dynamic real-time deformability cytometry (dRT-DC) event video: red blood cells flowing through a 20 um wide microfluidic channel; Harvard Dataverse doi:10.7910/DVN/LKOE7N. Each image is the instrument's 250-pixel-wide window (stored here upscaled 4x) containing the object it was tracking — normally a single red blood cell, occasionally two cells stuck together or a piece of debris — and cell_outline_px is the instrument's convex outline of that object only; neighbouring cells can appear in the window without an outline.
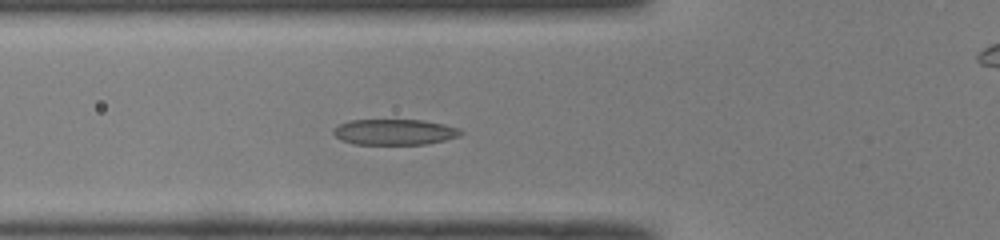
{"species": "common noctule bat (a hibernating species)", "species_latin": "Nyctalus noctula", "temperature_condition": "room temperature", "stored_images_in_passage": 47, "camera_frame_rate_fps": 3000, "um_per_image_px": 0.085, "animal": {"sex": "male", "body_mass_g": 19.0, "forearm_length_mm": 50.8}, "frame": {"image": 1, "passage_image": 14, "time_ms": 4.333, "image_size_px": [1000, 240], "cell_outline_px": [[464, 132], [460, 136], [428, 144], [352, 144], [340, 140], [332, 132], [340, 124], [348, 120], [424, 120], [444, 124], [460, 128]], "centroid_in_image_um": [33.56, 11.22], "position_along_channel_um": 92.2, "area_um2": 19.19}}
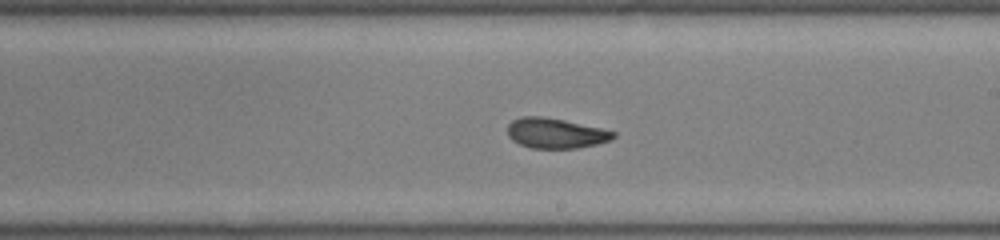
{"frame": {"image": 2, "passage_image": 25, "time_ms": 8.0, "image_size_px": [1000, 240], "cell_outline_px": [[616, 136], [608, 140], [596, 144], [576, 148], [532, 148], [520, 144], [512, 140], [508, 136], [508, 124], [512, 120], [520, 116], [540, 116], [564, 120], [600, 128], [616, 132]], "centroid_in_image_um": [47.19, 11.31], "position_along_channel_um": 241.8, "area_um2": 18.44}}
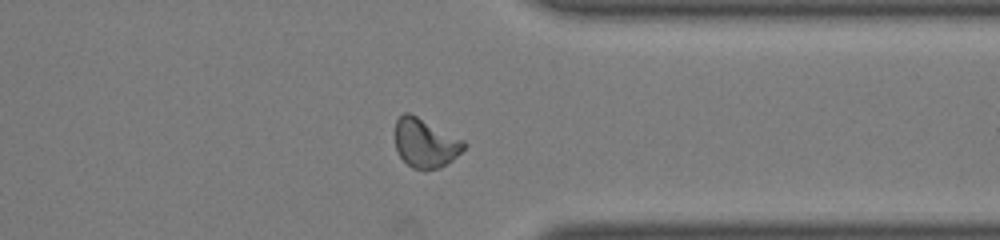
{"frame": {"image": 3, "passage_image": 35, "time_ms": 11.333, "image_size_px": [1000, 240], "cell_outline_px": [[468, 144], [452, 160], [440, 168], [424, 172], [412, 168], [400, 156], [396, 148], [396, 120], [404, 112], [408, 112], [464, 140]], "centroid_in_image_um": [36.16, 12.2], "position_along_channel_um": 375.2, "area_um2": 19.59}, "authors_computed_cell_mechanics": {"area_um2": 19.363, "velocity_mm_per_s": 4.0785, "shape_relaxation_time_tau1_ms": 4.6858, "shape_relaxation_time_tau2_ms": 1.9588, "deformation_change_tau1": 0.1718, "deformation_change_tau2": 0.0844}}